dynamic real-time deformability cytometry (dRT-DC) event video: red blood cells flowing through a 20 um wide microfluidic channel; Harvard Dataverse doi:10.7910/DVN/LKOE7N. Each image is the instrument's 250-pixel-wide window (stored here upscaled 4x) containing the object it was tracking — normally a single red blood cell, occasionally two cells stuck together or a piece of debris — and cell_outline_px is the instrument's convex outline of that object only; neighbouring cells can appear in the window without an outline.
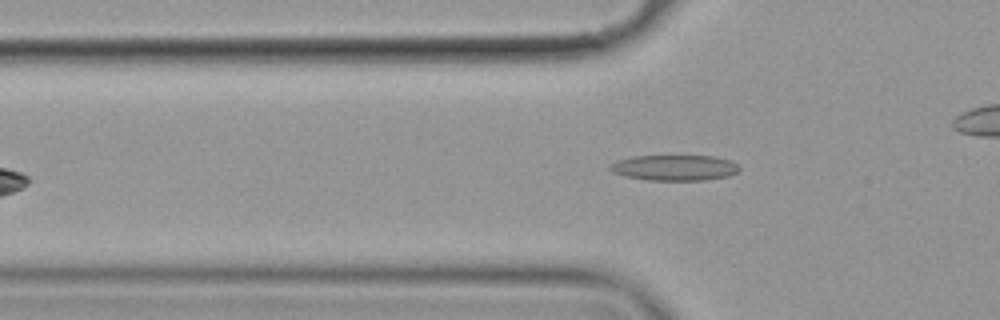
{"species": "common noctule bat (a hibernating species)", "species_latin": "Nyctalus noctula", "temperature_condition": "cold", "stored_images_in_passage": 31, "camera_frame_rate_fps": 3000, "um_per_image_px": 0.085, "animal": {"sex": "female", "body_mass_g": 19.9}, "frame": {"image": 1, "passage_image": 3, "time_ms": 0.667, "image_size_px": [1000, 320], "cell_outline_px": [[740, 168], [736, 172], [728, 176], [704, 180], [648, 180], [624, 176], [612, 172], [608, 168], [612, 164], [620, 160], [632, 156], [712, 156], [728, 160], [736, 164]], "centroid_in_image_um": [57.31, 14.26], "position_along_channel_um": 68.5, "area_um2": 19.07}}
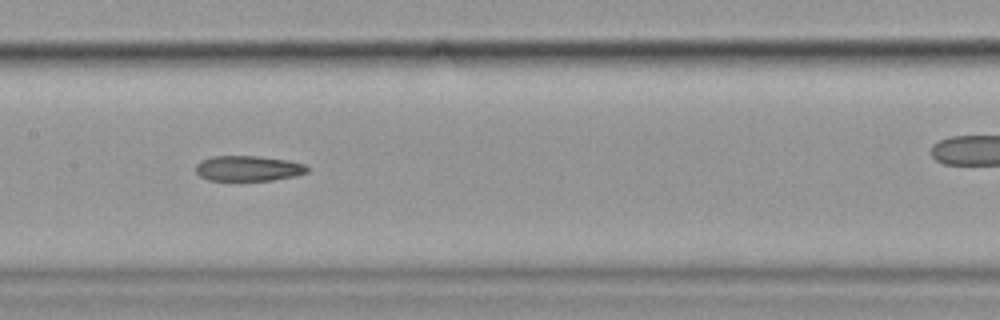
{"frame": {"image": 2, "passage_image": 13, "time_ms": 4.0, "image_size_px": [1000, 320], "cell_outline_px": [[308, 172], [296, 176], [272, 180], [208, 180], [200, 176], [196, 172], [196, 164], [212, 156], [260, 156], [288, 160], [304, 164], [308, 168]], "centroid_in_image_um": [21.12, 14.31], "position_along_channel_um": 186.3, "area_um2": 16.42}}
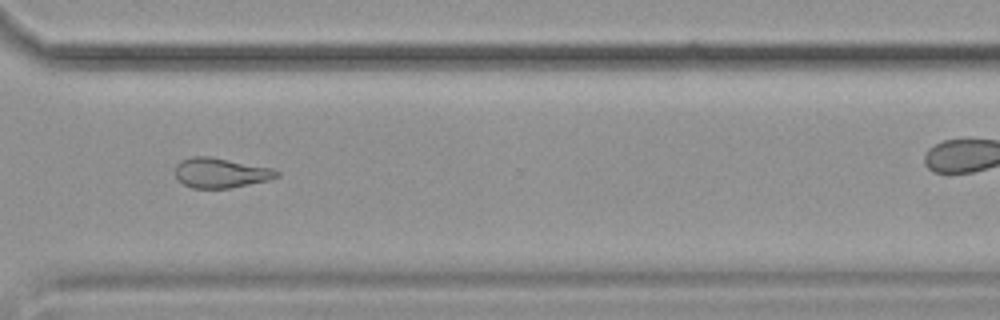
{"frame": {"image": 3, "passage_image": 27, "time_ms": 8.667, "image_size_px": [1000, 320], "cell_outline_px": [[280, 176], [268, 180], [228, 188], [192, 188], [176, 180], [176, 164], [180, 160], [192, 156], [208, 156], [272, 168], [280, 172]], "centroid_in_image_um": [18.73, 14.69], "position_along_channel_um": 351.9, "area_um2": 17.63}, "authors_computed_cell_mechanics": {"area_um2": 17.5712, "velocity_mm_per_s": 3.5486, "shape_relaxation_time_tau1_ms": null, "shape_relaxation_time_tau2_ms": 4.2329, "deformation_change_tau1": null, "deformation_change_tau2": 0.1265}}